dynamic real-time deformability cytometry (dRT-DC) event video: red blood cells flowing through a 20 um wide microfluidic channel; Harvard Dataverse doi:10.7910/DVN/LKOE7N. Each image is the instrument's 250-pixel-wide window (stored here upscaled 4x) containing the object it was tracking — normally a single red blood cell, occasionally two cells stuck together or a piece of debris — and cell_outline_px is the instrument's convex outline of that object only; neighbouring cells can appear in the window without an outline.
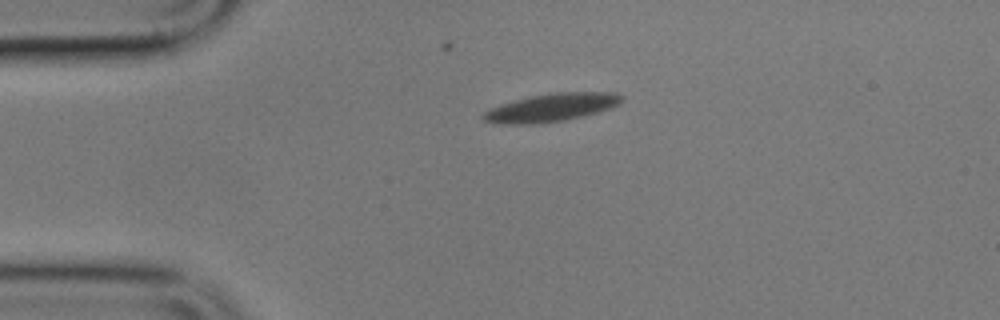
{"species": "common noctule bat (a hibernating species)", "species_latin": "Nyctalus noctula", "temperature_condition": "cold", "stored_images_in_passage": 2, "camera_frame_rate_fps": 3000, "um_per_image_px": 0.085, "animal": {"sex": "male", "body_mass_g": 17.9}, "frame": {"image": 1, "passage_image": 1, "time_ms": 0.0, "image_size_px": [1000, 320], "cell_outline_px": [[624, 100], [620, 104], [612, 108], [564, 120], [540, 124], [500, 124], [484, 120], [480, 116], [484, 112], [492, 108], [516, 100], [532, 96], [556, 92], [616, 92], [624, 96]], "centroid_in_image_um": [46.93, 9.14], "position_along_channel_um": 38.1, "area_um2": 22.48}}